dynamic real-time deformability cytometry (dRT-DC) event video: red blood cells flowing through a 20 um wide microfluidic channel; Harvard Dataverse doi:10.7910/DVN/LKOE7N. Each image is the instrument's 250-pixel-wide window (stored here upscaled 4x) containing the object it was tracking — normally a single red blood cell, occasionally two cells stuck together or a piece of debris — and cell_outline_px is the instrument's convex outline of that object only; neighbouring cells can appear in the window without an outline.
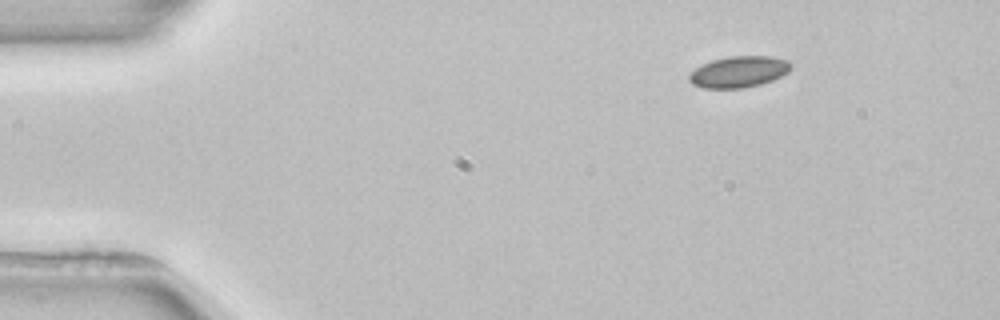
{"species": "common noctule bat (a hibernating species)", "species_latin": "Nyctalus noctula", "temperature_condition": "room temperature", "stored_images_in_passage": 3, "camera_frame_rate_fps": 3000, "um_per_image_px": 0.085, "animal": {"sex": "female", "body_mass_g": 22.7, "forearm_length_mm": 54.2}, "frame": {"image": 1, "passage_image": 1, "time_ms": 0.0, "image_size_px": [1000, 320], "cell_outline_px": [[792, 68], [788, 72], [772, 80], [760, 84], [744, 88], [704, 88], [692, 84], [688, 80], [688, 76], [696, 68], [712, 60], [728, 56], [772, 56], [788, 60], [792, 64]], "centroid_in_image_um": [62.82, 6.1], "position_along_channel_um": 22.2, "area_um2": 18.55}}
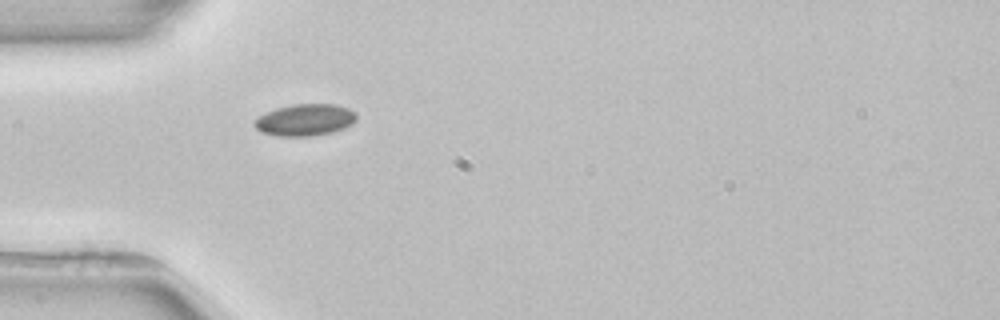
{"frame": {"image": 2, "passage_image": 3, "time_ms": 3.0, "image_size_px": [1000, 320], "cell_outline_px": [[356, 120], [352, 124], [344, 128], [332, 132], [312, 136], [280, 136], [260, 132], [252, 124], [252, 120], [276, 108], [292, 104], [336, 104], [348, 108], [356, 112]], "centroid_in_image_um": [25.92, 10.19], "position_along_channel_um": 59.1, "area_um2": 19.02}}